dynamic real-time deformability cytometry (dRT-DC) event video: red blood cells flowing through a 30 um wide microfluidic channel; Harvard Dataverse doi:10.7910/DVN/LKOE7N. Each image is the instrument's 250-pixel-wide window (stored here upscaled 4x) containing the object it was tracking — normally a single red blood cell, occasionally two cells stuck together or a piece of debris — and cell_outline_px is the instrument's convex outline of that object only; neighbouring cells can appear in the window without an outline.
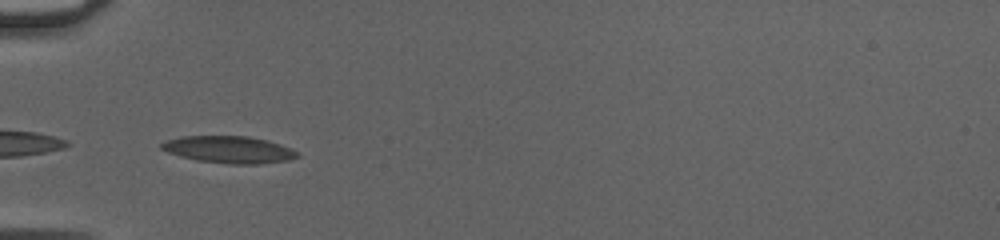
{"species": "common noctule bat (a hibernating species)", "species_latin": "Nyctalus noctula", "temperature_condition": "cold", "stored_images_in_passage": 34, "camera_frame_rate_fps": 3000, "um_per_image_px": 0.085, "animal": {"sex": "female", "body_mass_g": 20.0, "forearm_length_mm": 54.0}, "frame": {"image": 1, "passage_image": 1, "time_ms": 0.0, "image_size_px": [1000, 240], "cell_outline_px": [[300, 156], [288, 160], [260, 164], [228, 164], [196, 160], [180, 156], [168, 152], [160, 148], [160, 144], [168, 140], [180, 136], [248, 136], [268, 140], [292, 148], [300, 152]], "centroid_in_image_um": [19.5, 12.71], "position_along_channel_um": 65.5, "area_um2": 21.56}}
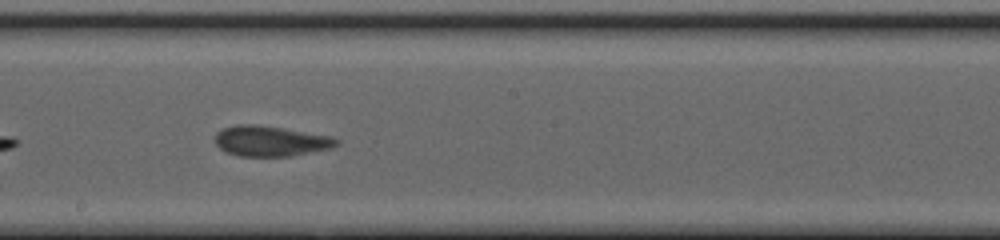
{"frame": {"image": 2, "passage_image": 13, "time_ms": 4.0, "image_size_px": [1000, 240], "cell_outline_px": [[340, 144], [332, 148], [292, 156], [240, 156], [228, 152], [220, 148], [216, 144], [216, 132], [224, 128], [236, 124], [256, 124], [332, 136], [340, 140]], "centroid_in_image_um": [23.04, 11.99], "position_along_channel_um": 225.2, "area_um2": 21.5}}
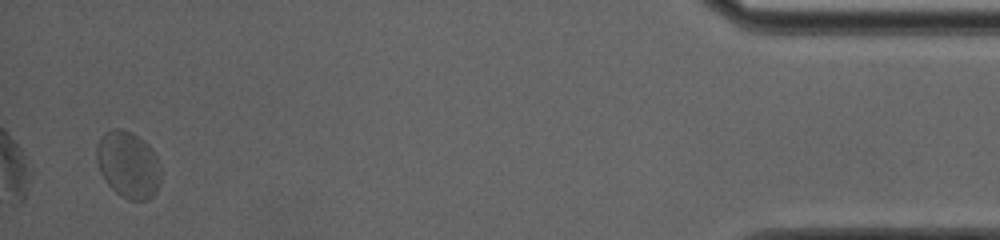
{"frame": {"image": 3, "passage_image": 33, "time_ms": 10.667, "image_size_px": [1000, 240], "cell_outline_px": [[160, 184], [156, 192], [148, 200], [128, 200], [120, 196], [104, 180], [100, 172], [96, 160], [96, 148], [100, 136], [104, 132], [112, 128], [120, 128], [132, 132], [144, 140], [148, 144], [156, 156], [160, 168]], "centroid_in_image_um": [10.88, 13.99], "position_along_channel_um": 424.3, "area_um2": 25.32}, "authors_computed_cell_mechanics": {"area_um2": 21.5305, "velocity_mm_per_s": 4.0794, "shape_relaxation_time_tau1_ms": 9.0881, "shape_relaxation_time_tau2_ms": 0.8891, "deformation_change_tau1": 0.1569, "deformation_change_tau2": 0.0648}}